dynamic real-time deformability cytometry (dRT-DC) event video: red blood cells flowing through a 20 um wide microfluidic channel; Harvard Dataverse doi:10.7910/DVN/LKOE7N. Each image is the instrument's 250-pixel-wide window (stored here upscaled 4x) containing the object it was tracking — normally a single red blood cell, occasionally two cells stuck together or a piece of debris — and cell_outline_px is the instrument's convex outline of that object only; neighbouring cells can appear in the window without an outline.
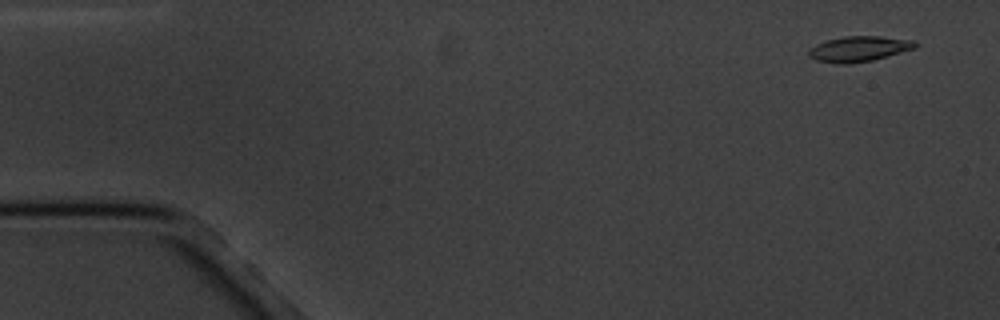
{"species": "common noctule bat (a hibernating species)", "species_latin": "Nyctalus noctula", "temperature_condition": "cold", "stored_images_in_passage": 4, "camera_frame_rate_fps": 3000, "um_per_image_px": 0.085, "animal": {"sex": "male", "body_mass_g": 20.1, "forearm_length_mm": 53.5}, "frame": {"image": 1, "passage_image": 1, "time_ms": 0.0, "image_size_px": [1000, 320], "cell_outline_px": [[916, 48], [888, 56], [872, 60], [848, 64], [840, 64], [816, 60], [808, 56], [808, 48], [816, 44], [828, 40], [844, 36], [880, 36], [916, 40]], "centroid_in_image_um": [73.01, 4.15], "position_along_channel_um": 12.0, "area_um2": 15.84}}
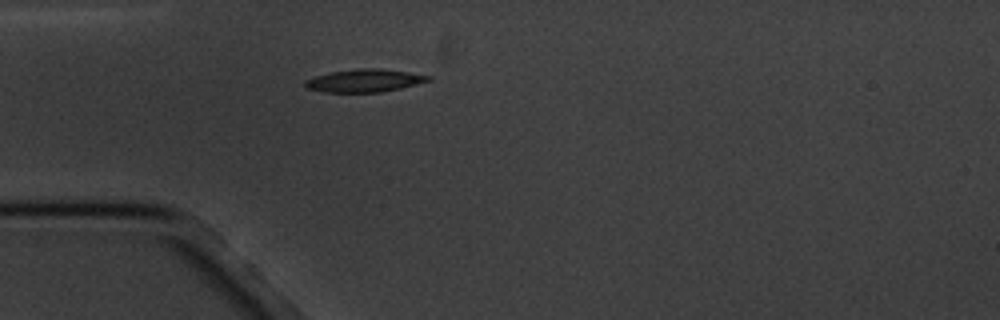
{"frame": {"image": 2, "passage_image": 4, "time_ms": 4.333, "image_size_px": [1000, 320], "cell_outline_px": [[432, 80], [400, 88], [380, 92], [324, 92], [308, 88], [304, 84], [304, 80], [316, 76], [332, 72], [360, 68], [380, 68], [408, 72], [432, 76]], "centroid_in_image_um": [31.0, 6.85], "position_along_channel_um": 54.0, "area_um2": 16.24}}